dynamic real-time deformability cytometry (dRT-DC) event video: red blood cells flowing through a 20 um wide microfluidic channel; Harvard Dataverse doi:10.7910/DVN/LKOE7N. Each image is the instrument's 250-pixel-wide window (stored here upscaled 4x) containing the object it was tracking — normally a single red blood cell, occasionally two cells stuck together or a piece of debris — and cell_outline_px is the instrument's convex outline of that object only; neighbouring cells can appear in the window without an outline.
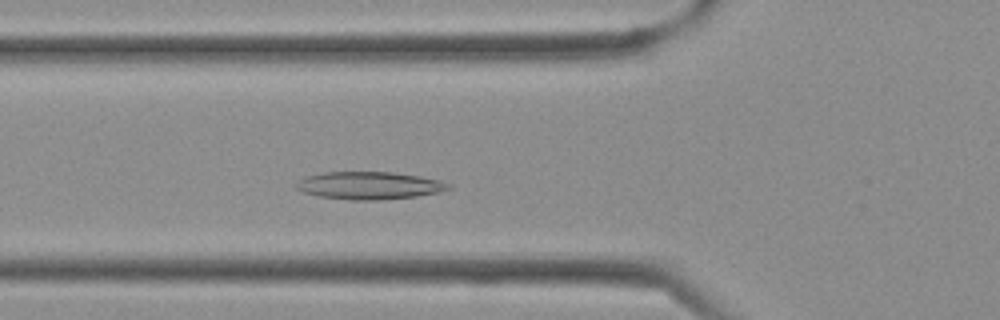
{"species": "Egyptian fruit bat (a non-hibernating species)", "species_latin": "Rousettus aegyptiacus", "temperature_condition": "cold", "stored_images_in_passage": 36, "camera_frame_rate_fps": 3000, "um_per_image_px": 0.085, "frame": {"image": 1, "passage_image": 10, "time_ms": 3.0, "image_size_px": [1000, 320], "cell_outline_px": [[452, 188], [440, 192], [416, 196], [380, 200], [352, 200], [320, 196], [304, 192], [296, 188], [296, 184], [300, 180], [308, 176], [324, 172], [392, 172], [420, 176], [440, 180], [452, 184]], "centroid_in_image_um": [31.46, 15.77], "position_along_channel_um": 94.3, "area_um2": 24.39}}
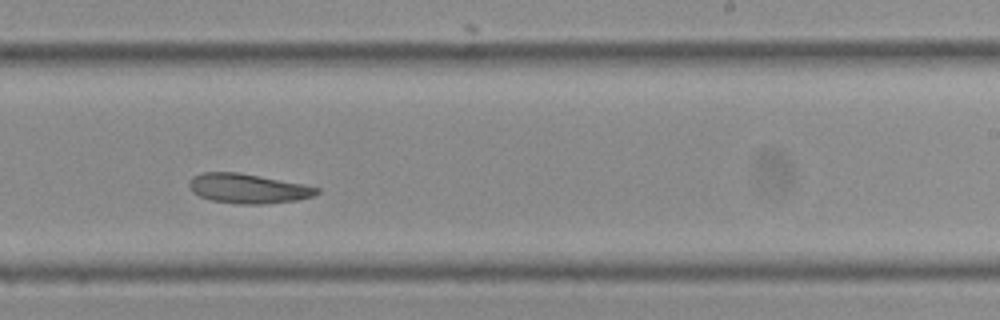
{"frame": {"image": 2, "passage_image": 20, "time_ms": 6.333, "image_size_px": [1000, 320], "cell_outline_px": [[320, 192], [312, 196], [296, 200], [264, 204], [240, 204], [212, 200], [200, 196], [192, 192], [188, 188], [188, 180], [192, 176], [200, 172], [240, 172], [304, 184], [320, 188]], "centroid_in_image_um": [21.04, 16.01], "position_along_channel_um": 268.0, "area_um2": 22.2}}
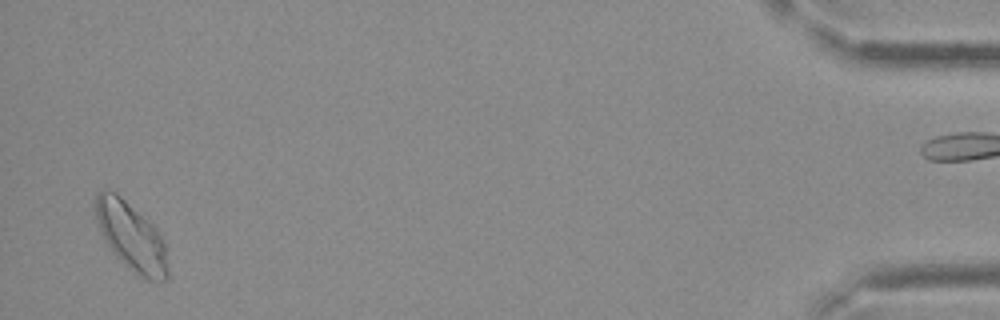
{"frame": {"image": 3, "passage_image": 34, "time_ms": 11.0, "image_size_px": [1000, 320], "cell_outline_px": [[168, 280], [148, 280], [128, 268], [112, 252], [104, 240], [96, 216], [96, 192], [104, 188], [116, 192], [152, 224], [156, 228], [164, 244], [168, 268]], "centroid_in_image_um": [11.15, 20.09], "position_along_channel_um": 424.1, "area_um2": 28.38}}